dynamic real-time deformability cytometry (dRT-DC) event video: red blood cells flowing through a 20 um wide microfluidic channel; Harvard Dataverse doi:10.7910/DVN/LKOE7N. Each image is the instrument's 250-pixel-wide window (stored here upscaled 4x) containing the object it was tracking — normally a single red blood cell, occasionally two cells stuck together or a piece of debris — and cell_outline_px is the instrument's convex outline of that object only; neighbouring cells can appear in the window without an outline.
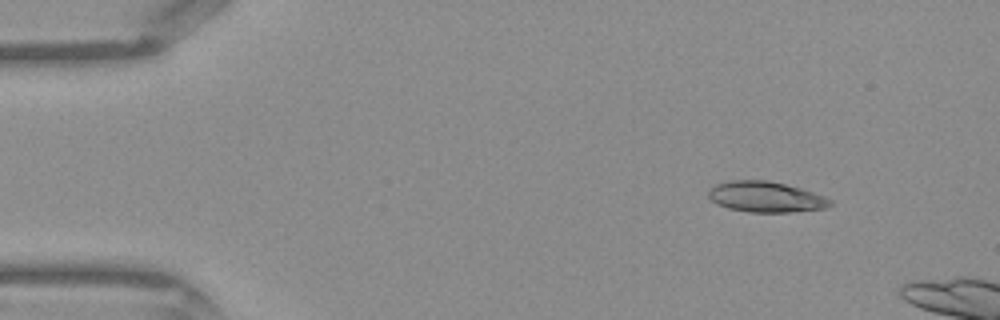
{"species": "Egyptian fruit bat (a non-hibernating species)", "species_latin": "Rousettus aegyptiacus", "temperature_condition": "warm", "stored_images_in_passage": 5, "camera_frame_rate_fps": 3000, "um_per_image_px": 0.085, "frame": {"image": 1, "passage_image": 1, "time_ms": 0.0, "image_size_px": [1000, 320], "cell_outline_px": [[832, 204], [824, 208], [788, 212], [748, 212], [728, 208], [712, 200], [708, 196], [708, 192], [716, 184], [728, 180], [768, 180], [800, 188], [824, 196], [832, 200]], "centroid_in_image_um": [65.08, 16.73], "position_along_channel_um": 19.9, "area_um2": 21.5}}